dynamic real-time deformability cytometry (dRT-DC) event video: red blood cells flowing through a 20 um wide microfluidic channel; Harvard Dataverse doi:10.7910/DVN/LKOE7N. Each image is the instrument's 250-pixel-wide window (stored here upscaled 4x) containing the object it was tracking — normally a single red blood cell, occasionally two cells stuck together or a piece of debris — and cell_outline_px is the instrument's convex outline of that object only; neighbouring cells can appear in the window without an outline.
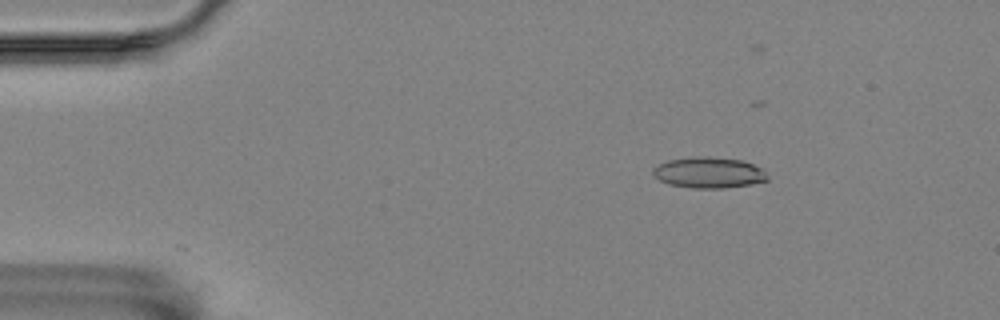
{"species": "Egyptian fruit bat (a non-hibernating species)", "species_latin": "Rousettus aegyptiacus", "temperature_condition": "room temperature", "stored_images_in_passage": 37, "camera_frame_rate_fps": 3000, "um_per_image_px": 0.085, "animal": {"sex": "female"}, "frame": {"image": 1, "passage_image": 1, "time_ms": 0.0, "image_size_px": [1000, 320], "cell_outline_px": [[768, 180], [752, 184], [724, 188], [692, 188], [668, 184], [660, 180], [652, 172], [652, 168], [668, 160], [696, 156], [708, 156], [740, 160], [752, 164], [760, 168], [768, 176]], "centroid_in_image_um": [60.24, 14.67], "position_along_channel_um": 24.8, "area_um2": 20.52}}
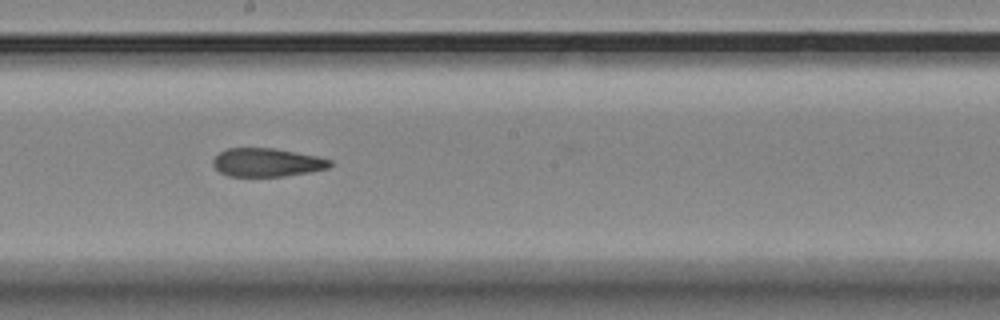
{"frame": {"image": 2, "passage_image": 24, "time_ms": 7.667, "image_size_px": [1000, 320], "cell_outline_px": [[332, 164], [328, 168], [308, 172], [284, 176], [228, 176], [220, 172], [212, 164], [212, 160], [220, 152], [228, 148], [272, 148], [316, 156], [332, 160]], "centroid_in_image_um": [22.67, 13.81], "position_along_channel_um": 225.5, "area_um2": 19.19}}
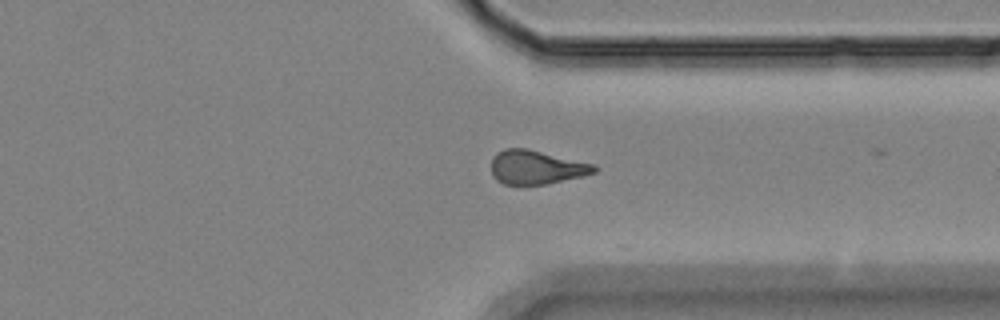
{"frame": {"image": 3, "passage_image": 36, "time_ms": 11.667, "image_size_px": [1000, 320], "cell_outline_px": [[600, 168], [596, 172], [580, 176], [544, 184], [504, 184], [496, 180], [492, 176], [492, 156], [496, 152], [504, 148], [528, 148], [596, 164]], "centroid_in_image_um": [45.58, 14.19], "position_along_channel_um": 365.8, "area_um2": 20.46}}